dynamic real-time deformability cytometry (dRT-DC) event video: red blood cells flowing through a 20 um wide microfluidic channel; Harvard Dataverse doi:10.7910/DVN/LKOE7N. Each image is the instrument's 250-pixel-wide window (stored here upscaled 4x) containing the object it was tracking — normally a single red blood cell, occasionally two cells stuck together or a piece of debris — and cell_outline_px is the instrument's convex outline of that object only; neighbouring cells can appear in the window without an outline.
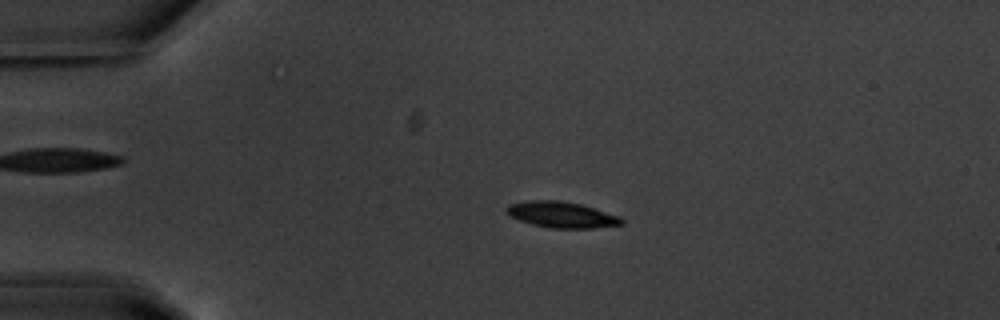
{"species": "common noctule bat (a hibernating species)", "species_latin": "Nyctalus noctula", "temperature_condition": "warm", "stored_images_in_passage": 46, "camera_frame_rate_fps": 3000, "um_per_image_px": 0.085, "animal": {"sex": "male", "body_mass_g": 20.1, "forearm_length_mm": 53.5}, "frame": {"image": 1, "passage_image": 3, "time_ms": 0.667, "image_size_px": [1000, 320], "cell_outline_px": [[624, 224], [592, 228], [552, 228], [532, 224], [508, 216], [504, 212], [504, 208], [508, 204], [532, 200], [560, 200], [580, 204], [620, 216], [624, 220]], "centroid_in_image_um": [47.7, 18.24], "position_along_channel_um": 37.3, "area_um2": 17.51}}
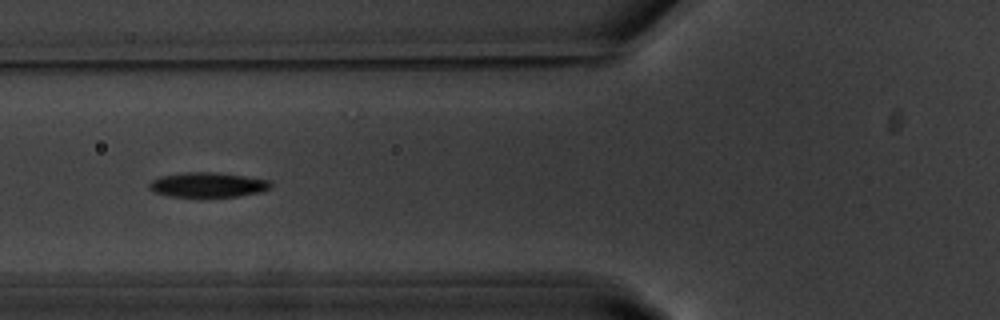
{"frame": {"image": 2, "passage_image": 12, "time_ms": 3.667, "image_size_px": [1000, 320], "cell_outline_px": [[272, 188], [260, 192], [240, 196], [196, 200], [168, 196], [156, 192], [148, 188], [148, 184], [152, 180], [160, 176], [184, 172], [216, 172], [272, 180]], "centroid_in_image_um": [17.66, 15.75], "position_along_channel_um": 108.1, "area_um2": 18.61}}
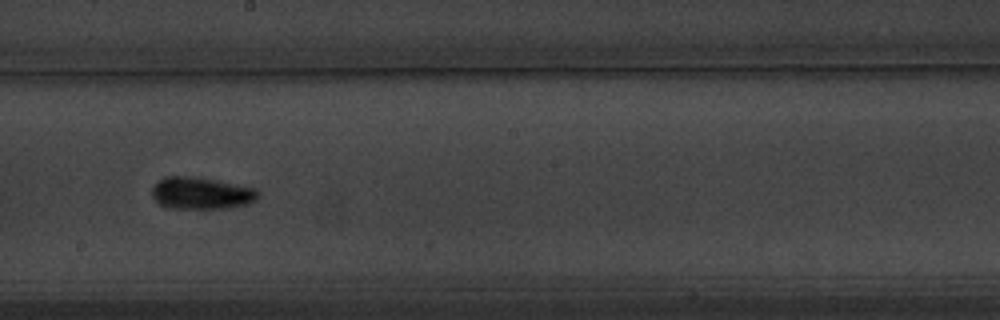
{"frame": {"image": 3, "passage_image": 22, "time_ms": 7.0, "image_size_px": [1000, 320], "cell_outline_px": [[260, 196], [256, 200], [248, 204], [224, 208], [172, 208], [160, 204], [152, 196], [152, 188], [160, 180], [168, 176], [188, 176], [216, 180], [256, 188], [260, 192]], "centroid_in_image_um": [17.15, 16.42], "position_along_channel_um": 231.0, "area_um2": 19.65}, "authors_computed_cell_mechanics": {"area_um2": 17.4267, "velocity_mm_per_s": 3.6759, "shape_relaxation_time_tau1_ms": 3.6154, "shape_relaxation_time_tau2_ms": 5.5861, "deformation_change_tau1": 0.156, "deformation_change_tau2": 0.0882}}